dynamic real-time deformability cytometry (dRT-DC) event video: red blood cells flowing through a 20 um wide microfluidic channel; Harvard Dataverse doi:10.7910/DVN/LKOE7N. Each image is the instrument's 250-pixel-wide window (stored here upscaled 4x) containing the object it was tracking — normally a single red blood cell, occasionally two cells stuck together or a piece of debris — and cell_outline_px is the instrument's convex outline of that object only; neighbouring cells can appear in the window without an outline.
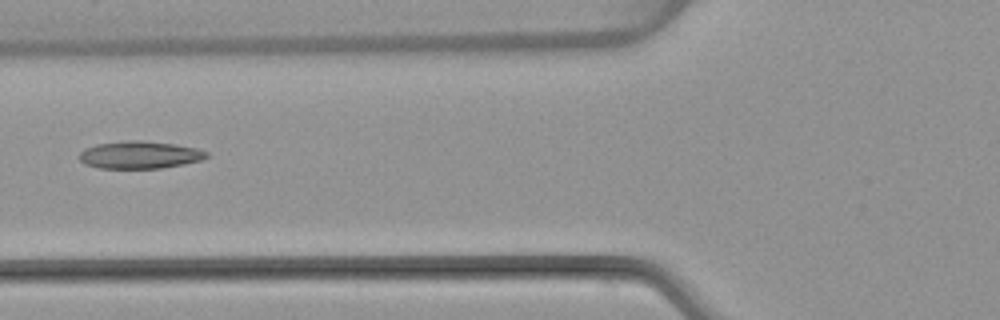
{"species": "common noctule bat (a hibernating species)", "species_latin": "Nyctalus noctula", "temperature_condition": "warm", "stored_images_in_passage": 5, "camera_frame_rate_fps": 3000, "um_per_image_px": 0.085, "animal": {"sex": "female", "body_mass_g": 22.7, "forearm_length_mm": 54.2}, "frame": {"image": 1, "passage_image": 5, "time_ms": 5.0, "image_size_px": [1000, 320], "cell_outline_px": [[208, 156], [200, 160], [184, 164], [160, 168], [100, 168], [84, 164], [76, 156], [84, 148], [96, 144], [128, 140], [140, 140], [176, 144], [196, 148], [208, 152]], "centroid_in_image_um": [11.83, 13.16], "position_along_channel_um": 114.0, "area_um2": 20.46}}